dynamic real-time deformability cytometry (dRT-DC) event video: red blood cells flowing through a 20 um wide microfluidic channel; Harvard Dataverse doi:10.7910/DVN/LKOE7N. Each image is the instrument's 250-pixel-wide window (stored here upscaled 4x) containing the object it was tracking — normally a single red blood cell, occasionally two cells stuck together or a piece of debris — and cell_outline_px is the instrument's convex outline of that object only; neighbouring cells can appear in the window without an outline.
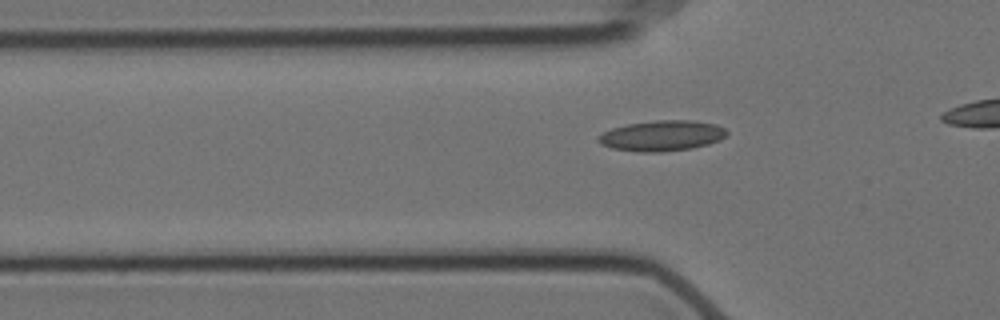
{"species": "Egyptian fruit bat (a non-hibernating species)", "species_latin": "Rousettus aegyptiacus", "temperature_condition": "cold", "stored_images_in_passage": 38, "camera_frame_rate_fps": 3000, "um_per_image_px": 0.085, "animal": {"sex": "female"}, "frame": {"image": 1, "passage_image": 10, "time_ms": 3.0, "image_size_px": [1000, 320], "cell_outline_px": [[728, 132], [720, 140], [708, 144], [692, 148], [660, 152], [640, 152], [612, 148], [600, 144], [596, 140], [596, 136], [612, 128], [628, 124], [656, 120], [692, 120], [716, 124], [724, 128]], "centroid_in_image_um": [56.24, 11.53], "position_along_channel_um": 69.6, "area_um2": 22.89}}
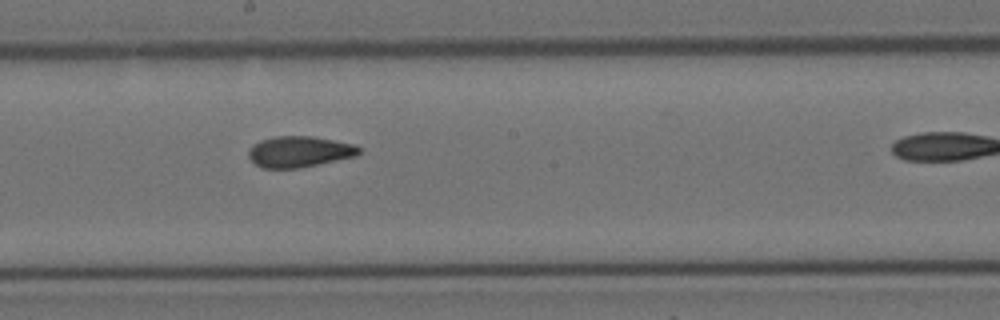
{"frame": {"image": 2, "passage_image": 23, "time_ms": 7.333, "image_size_px": [1000, 320], "cell_outline_px": [[364, 148], [356, 156], [300, 168], [260, 168], [248, 156], [248, 152], [260, 140], [272, 136], [312, 136], [356, 144]], "centroid_in_image_um": [25.5, 12.89], "position_along_channel_um": 222.7, "area_um2": 20.06}}
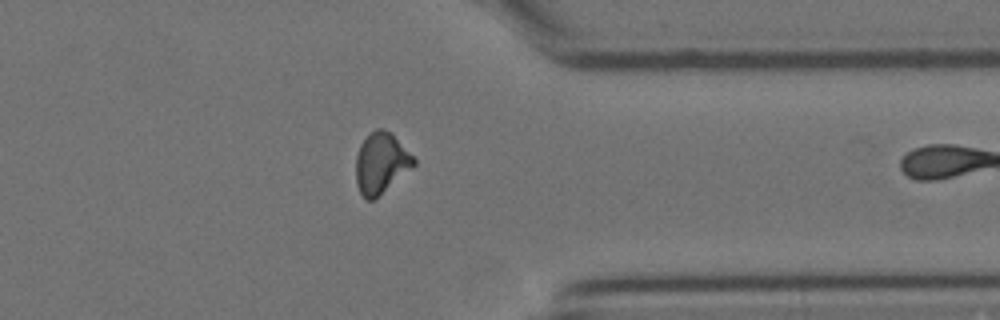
{"frame": {"image": 3, "passage_image": 37, "time_ms": 12.0, "image_size_px": [1000, 320], "cell_outline_px": [[416, 164], [372, 200], [368, 200], [360, 192], [356, 184], [356, 156], [360, 144], [376, 128], [384, 128], [416, 160]], "centroid_in_image_um": [32.35, 13.86], "position_along_channel_um": 379.1, "area_um2": 19.65}}